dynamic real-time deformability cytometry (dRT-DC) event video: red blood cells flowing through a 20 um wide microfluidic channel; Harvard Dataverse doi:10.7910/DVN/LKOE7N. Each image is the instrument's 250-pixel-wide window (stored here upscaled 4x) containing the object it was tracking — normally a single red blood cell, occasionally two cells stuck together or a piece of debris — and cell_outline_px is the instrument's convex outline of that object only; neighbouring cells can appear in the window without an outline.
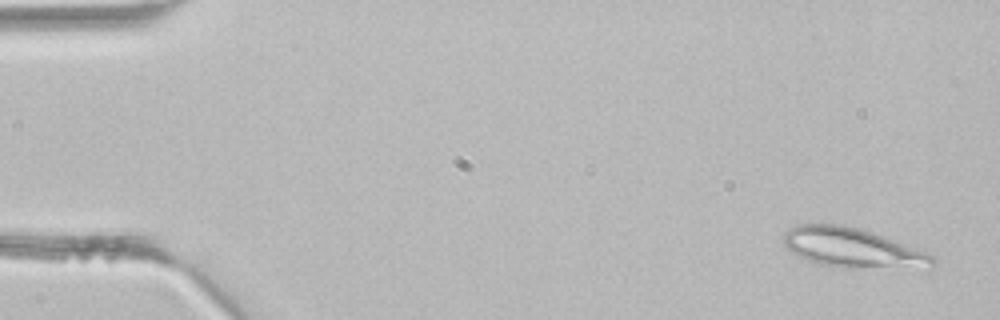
{"species": "common noctule bat (a hibernating species)", "species_latin": "Nyctalus noctula", "temperature_condition": "room temperature", "stored_images_in_passage": 42, "camera_frame_rate_fps": 3000, "um_per_image_px": 0.085, "animal": {"sex": "male", "body_mass_g": 21.5, "forearm_length_mm": 52.0}, "frame": {"image": 1, "passage_image": 2, "time_ms": 0.333, "image_size_px": [1000, 320], "cell_outline_px": [[936, 264], [932, 268], [844, 268], [816, 264], [792, 252], [784, 244], [784, 232], [788, 228], [796, 224], [820, 220], [860, 228], [872, 232], [904, 244], [924, 252], [932, 256], [936, 260]], "centroid_in_image_um": [72.4, 21.04], "position_along_channel_um": 12.6, "area_um2": 35.08}}
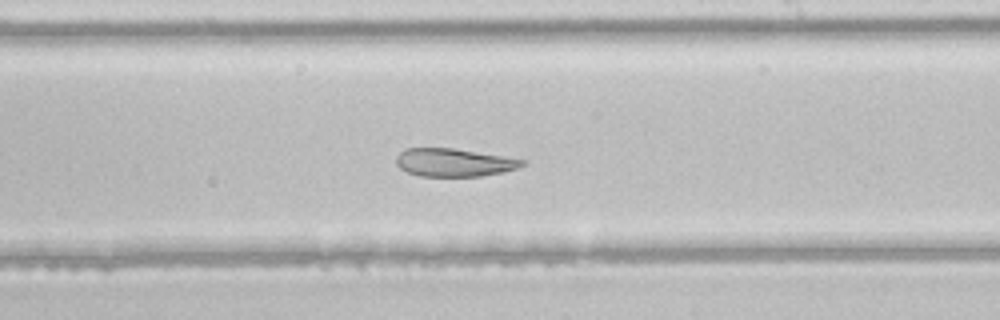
{"frame": {"image": 2, "passage_image": 25, "time_ms": 8.0, "image_size_px": [1000, 320], "cell_outline_px": [[528, 160], [524, 164], [516, 168], [500, 172], [480, 176], [420, 176], [408, 172], [400, 168], [396, 164], [396, 156], [404, 148], [452, 148], [504, 156]], "centroid_in_image_um": [38.56, 13.8], "position_along_channel_um": 250.4, "area_um2": 20.46}}
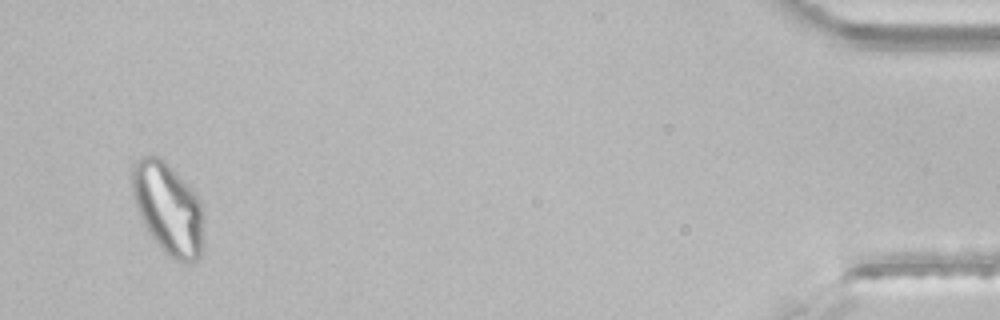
{"frame": {"image": 3, "passage_image": 41, "time_ms": 13.333, "image_size_px": [1000, 320], "cell_outline_px": [[204, 240], [200, 256], [196, 260], [188, 264], [184, 264], [168, 256], [164, 252], [152, 236], [144, 224], [140, 216], [136, 204], [132, 188], [132, 164], [140, 156], [156, 156], [164, 160], [168, 164], [200, 200], [204, 208]], "centroid_in_image_um": [14.33, 17.76], "position_along_channel_um": 420.9, "area_um2": 38.26}}